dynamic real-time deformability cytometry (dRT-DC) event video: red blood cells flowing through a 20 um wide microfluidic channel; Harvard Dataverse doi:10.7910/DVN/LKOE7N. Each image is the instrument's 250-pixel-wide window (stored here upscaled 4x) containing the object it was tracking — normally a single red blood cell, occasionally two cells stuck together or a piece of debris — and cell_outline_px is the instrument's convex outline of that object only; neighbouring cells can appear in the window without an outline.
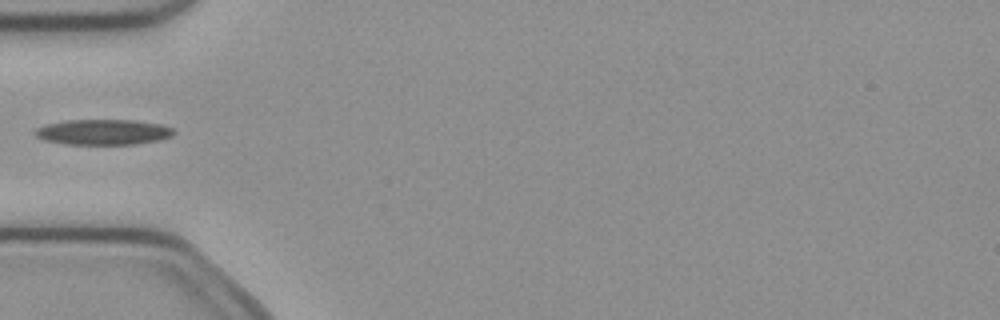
{"species": "common noctule bat (a hibernating species)", "species_latin": "Nyctalus noctula", "temperature_condition": "cold", "stored_images_in_passage": 3, "camera_frame_rate_fps": 3000, "um_per_image_px": 0.085, "animal": {"sex": "female", "body_mass_g": 21.9}, "frame": {"image": 1, "passage_image": 3, "time_ms": 0.667, "image_size_px": [1000, 320], "cell_outline_px": [[176, 132], [172, 136], [160, 140], [136, 144], [64, 144], [44, 140], [36, 136], [36, 128], [44, 124], [68, 120], [132, 120], [160, 124], [172, 128]], "centroid_in_image_um": [8.78, 11.23], "position_along_channel_um": 76.2, "area_um2": 20.58}}